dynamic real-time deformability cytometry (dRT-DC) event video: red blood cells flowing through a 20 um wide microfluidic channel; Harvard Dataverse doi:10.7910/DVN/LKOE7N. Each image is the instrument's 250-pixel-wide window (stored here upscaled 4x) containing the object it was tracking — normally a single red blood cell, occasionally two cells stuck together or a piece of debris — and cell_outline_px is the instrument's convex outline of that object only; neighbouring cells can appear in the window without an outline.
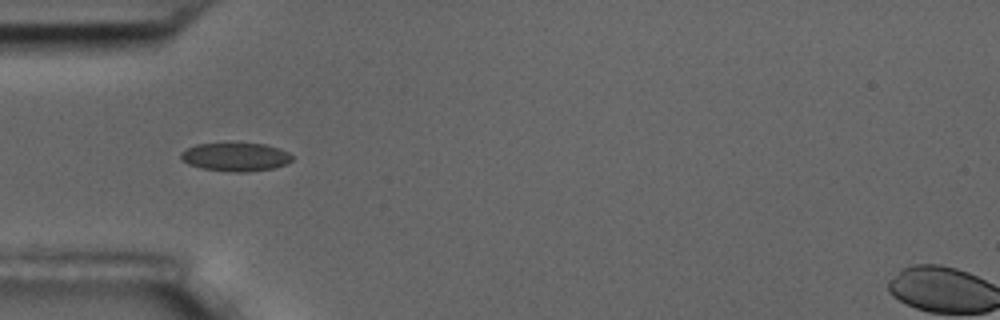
{"species": "common noctule bat (a hibernating species)", "species_latin": "Nyctalus noctula", "temperature_condition": "room temperature", "stored_images_in_passage": 6, "camera_frame_rate_fps": 3000, "um_per_image_px": 0.085, "animal": {"sex": "male", "body_mass_g": 17.5, "forearm_length_mm": 52.3}, "frame": {"image": 1, "passage_image": 5, "time_ms": 5.667, "image_size_px": [1000, 320], "cell_outline_px": [[292, 160], [284, 164], [272, 168], [244, 172], [232, 172], [204, 168], [188, 164], [180, 160], [180, 152], [196, 144], [264, 144], [280, 148], [288, 152], [292, 156]], "centroid_in_image_um": [20.0, 13.34], "position_along_channel_um": 65.0, "area_um2": 18.15}}